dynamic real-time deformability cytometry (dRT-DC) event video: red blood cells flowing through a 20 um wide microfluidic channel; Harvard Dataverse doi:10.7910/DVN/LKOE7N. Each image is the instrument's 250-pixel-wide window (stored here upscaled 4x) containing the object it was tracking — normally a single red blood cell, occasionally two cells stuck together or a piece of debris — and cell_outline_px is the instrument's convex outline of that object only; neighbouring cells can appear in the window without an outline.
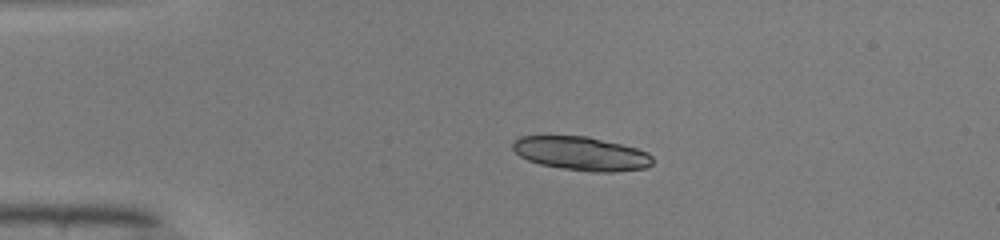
{"species": "common noctule bat (a hibernating species)", "species_latin": "Nyctalus noctula", "temperature_condition": "warm", "stored_images_in_passage": 39, "camera_frame_rate_fps": 3000, "um_per_image_px": 0.085, "animal": {"sex": "male", "body_mass_g": 19.0, "forearm_length_mm": 50.8}, "frame": {"image": 1, "passage_image": 1, "time_ms": 0.0, "image_size_px": [1000, 240], "cell_outline_px": [[652, 164], [644, 168], [612, 172], [592, 172], [564, 168], [540, 164], [528, 160], [520, 156], [512, 148], [512, 140], [520, 136], [588, 136], [636, 148], [648, 152], [652, 156]], "centroid_in_image_um": [49.39, 13.04], "position_along_channel_um": 35.6, "area_um2": 27.4}}